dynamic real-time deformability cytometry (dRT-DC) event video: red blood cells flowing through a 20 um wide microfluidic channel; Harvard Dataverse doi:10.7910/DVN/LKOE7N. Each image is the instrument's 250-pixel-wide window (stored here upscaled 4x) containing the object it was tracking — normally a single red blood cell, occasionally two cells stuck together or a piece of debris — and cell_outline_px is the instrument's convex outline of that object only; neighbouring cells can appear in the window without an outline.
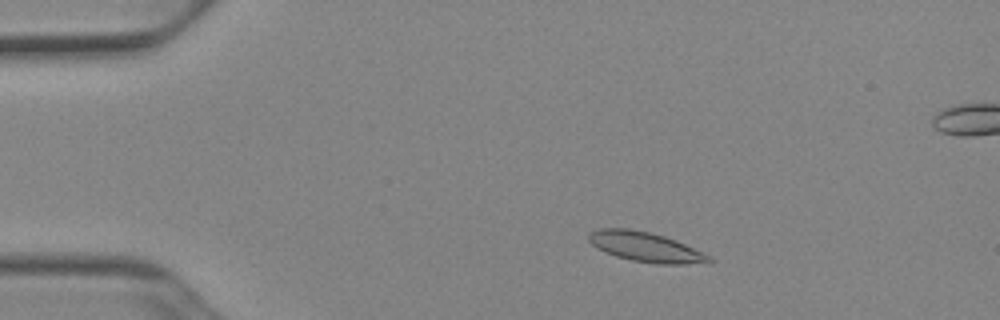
{"species": "Egyptian fruit bat (a non-hibernating species)", "species_latin": "Rousettus aegyptiacus", "temperature_condition": "cold", "stored_images_in_passage": 51, "camera_frame_rate_fps": 3000, "um_per_image_px": 0.085, "animal": {"sex": "female"}, "frame": {"image": 1, "passage_image": 8, "time_ms": 2.333, "image_size_px": [1000, 320], "cell_outline_px": [[712, 260], [684, 264], [660, 264], [632, 260], [616, 256], [604, 252], [596, 248], [588, 240], [588, 232], [600, 228], [628, 228], [648, 232], [664, 236], [676, 240], [712, 256]], "centroid_in_image_um": [54.81, 20.97], "position_along_channel_um": 30.2, "area_um2": 20.69}}
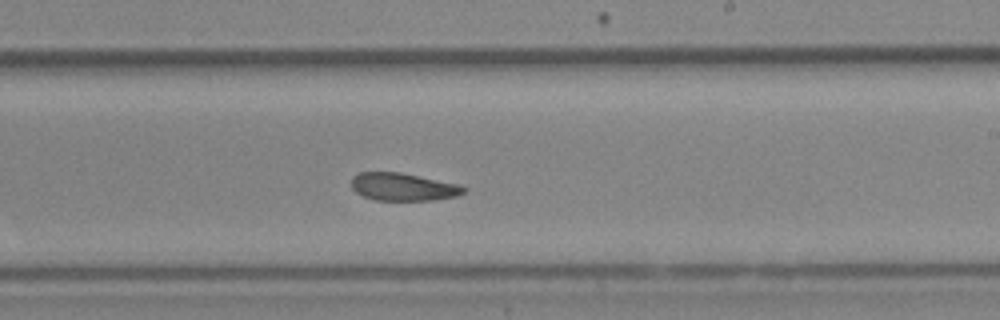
{"frame": {"image": 2, "passage_image": 30, "time_ms": 9.667, "image_size_px": [1000, 320], "cell_outline_px": [[468, 188], [460, 196], [432, 200], [372, 200], [356, 192], [352, 188], [352, 176], [360, 172], [400, 172], [460, 184]], "centroid_in_image_um": [34.3, 15.88], "position_along_channel_um": 254.7, "area_um2": 18.32}}
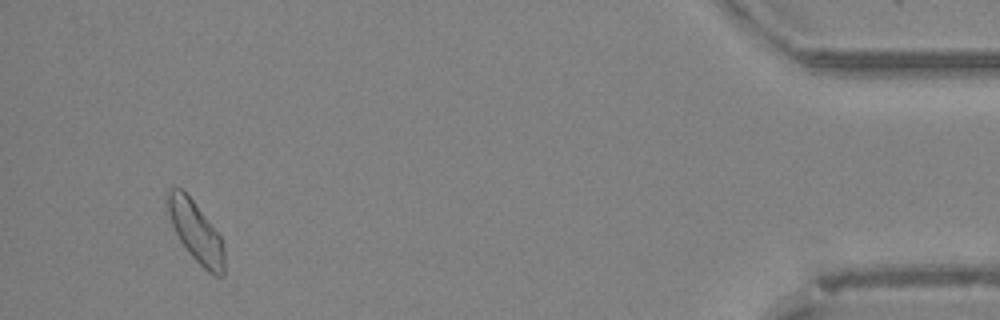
{"frame": {"image": 3, "passage_image": 48, "time_ms": 15.667, "image_size_px": [1000, 320], "cell_outline_px": [[224, 276], [216, 276], [208, 272], [188, 252], [180, 240], [172, 224], [168, 212], [164, 196], [168, 188], [180, 188], [192, 200], [220, 236], [224, 248]], "centroid_in_image_um": [16.62, 19.69], "position_along_channel_um": 418.6, "area_um2": 19.71}, "authors_computed_cell_mechanics": {"area_um2": 19.652, "velocity_mm_per_s": 3.8737, "shape_relaxation_time_tau1_ms": null, "shape_relaxation_time_tau2_ms": 3.7975, "deformation_change_tau1": null, "deformation_change_tau2": 0.0801}}